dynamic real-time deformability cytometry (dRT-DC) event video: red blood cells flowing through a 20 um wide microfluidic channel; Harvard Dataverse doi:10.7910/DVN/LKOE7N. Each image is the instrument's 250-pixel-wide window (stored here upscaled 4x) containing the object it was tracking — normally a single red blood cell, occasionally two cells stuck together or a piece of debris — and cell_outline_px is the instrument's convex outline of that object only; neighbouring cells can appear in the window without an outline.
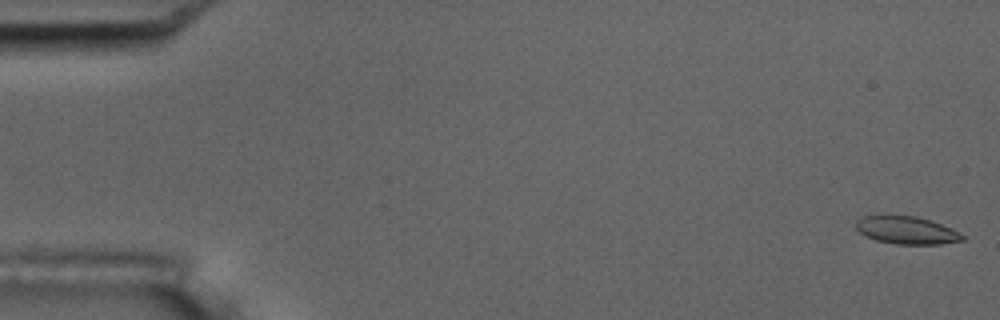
{"species": "common noctule bat (a hibernating species)", "species_latin": "Nyctalus noctula", "temperature_condition": "room temperature", "stored_images_in_passage": 15, "camera_frame_rate_fps": 3000, "um_per_image_px": 0.085, "animal": {"sex": "male", "body_mass_g": 17.5, "forearm_length_mm": 52.3}, "frame": {"image": 1, "passage_image": 1, "time_ms": 0.0, "image_size_px": [1000, 320], "cell_outline_px": [[964, 240], [940, 244], [896, 244], [876, 240], [860, 232], [856, 228], [856, 220], [860, 216], [916, 216], [940, 224], [964, 236]], "centroid_in_image_um": [77.02, 19.57], "position_along_channel_um": 8.0, "area_um2": 16.7}}